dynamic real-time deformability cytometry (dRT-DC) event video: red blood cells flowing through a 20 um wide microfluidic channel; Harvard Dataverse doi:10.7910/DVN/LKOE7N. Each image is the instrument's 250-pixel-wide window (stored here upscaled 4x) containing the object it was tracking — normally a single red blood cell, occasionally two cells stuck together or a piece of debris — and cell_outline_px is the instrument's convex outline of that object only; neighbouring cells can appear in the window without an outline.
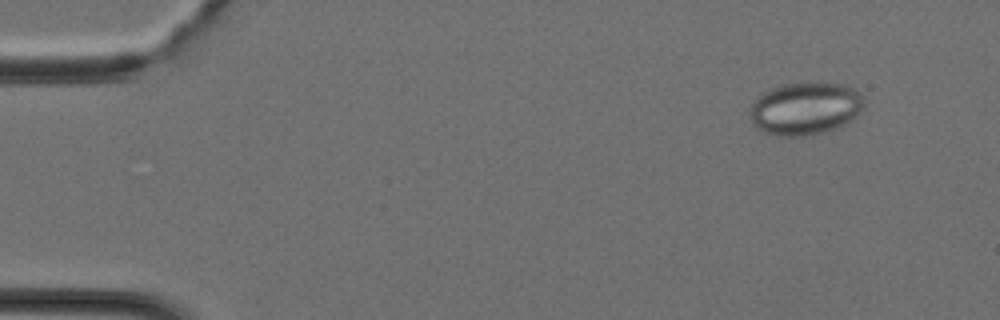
{"species": "Egyptian fruit bat (a non-hibernating species)", "species_latin": "Rousettus aegyptiacus", "temperature_condition": "cold", "stored_images_in_passage": 12, "camera_frame_rate_fps": 3000, "um_per_image_px": 0.085, "animal": {"sex": "female"}, "frame": {"image": 1, "passage_image": 4, "time_ms": 1.0, "image_size_px": [1000, 320], "cell_outline_px": [[864, 108], [856, 116], [844, 124], [836, 128], [812, 136], [776, 136], [756, 128], [752, 124], [752, 104], [756, 96], [772, 88], [784, 84], [800, 80], [824, 80], [844, 84], [852, 88], [864, 100]], "centroid_in_image_um": [68.46, 9.18], "position_along_channel_um": 16.5, "area_um2": 35.84}}